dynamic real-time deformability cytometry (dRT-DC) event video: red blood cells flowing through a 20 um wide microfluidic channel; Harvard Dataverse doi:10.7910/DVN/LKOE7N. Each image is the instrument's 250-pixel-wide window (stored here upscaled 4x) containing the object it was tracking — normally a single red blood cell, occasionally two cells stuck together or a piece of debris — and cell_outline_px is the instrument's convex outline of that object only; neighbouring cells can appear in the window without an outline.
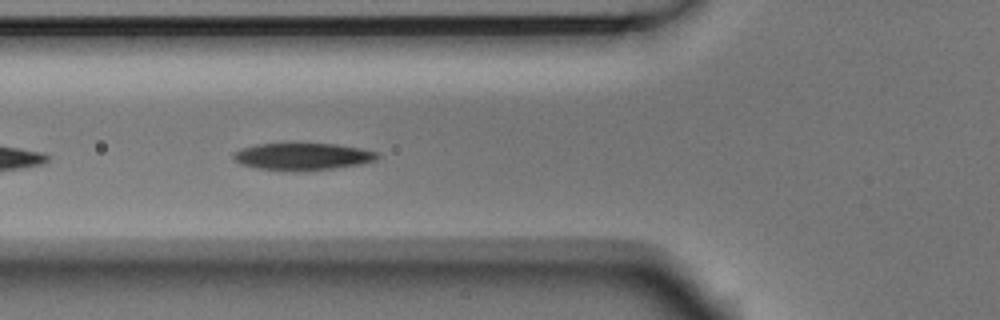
{"species": "Egyptian fruit bat (a non-hibernating species)", "species_latin": "Rousettus aegyptiacus", "temperature_condition": "room temperature", "stored_images_in_passage": 5, "camera_frame_rate_fps": 3000, "um_per_image_px": 0.085, "animal": {"sex": "male"}, "frame": {"image": 1, "passage_image": 5, "time_ms": 1.333, "image_size_px": [1000, 320], "cell_outline_px": [[380, 156], [376, 160], [360, 164], [332, 168], [296, 172], [256, 168], [240, 164], [232, 160], [232, 152], [240, 148], [256, 144], [284, 140], [292, 140], [336, 144], [360, 148], [380, 152]], "centroid_in_image_um": [25.64, 13.25], "position_along_channel_um": 100.2, "area_um2": 24.28}}